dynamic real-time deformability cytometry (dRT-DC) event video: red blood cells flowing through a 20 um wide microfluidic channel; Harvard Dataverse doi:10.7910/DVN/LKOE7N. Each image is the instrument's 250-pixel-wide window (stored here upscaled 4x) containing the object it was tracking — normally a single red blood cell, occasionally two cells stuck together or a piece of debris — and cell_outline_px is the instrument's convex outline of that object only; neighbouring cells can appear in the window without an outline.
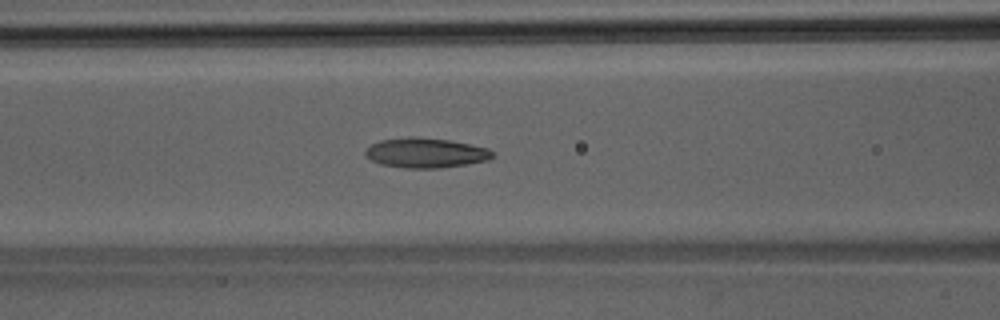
{"species": "Egyptian fruit bat (a non-hibernating species)", "species_latin": "Rousettus aegyptiacus", "temperature_condition": "room temperature", "stored_images_in_passage": 37, "camera_frame_rate_fps": 3000, "um_per_image_px": 0.085, "animal": {"sex": "male"}, "frame": {"image": 1, "passage_image": 16, "time_ms": 5.0, "image_size_px": [1000, 320], "cell_outline_px": [[496, 156], [488, 160], [468, 164], [440, 168], [404, 168], [380, 164], [364, 156], [364, 152], [372, 144], [380, 140], [408, 136], [416, 136], [448, 140], [488, 148], [496, 152]], "centroid_in_image_um": [36.2, 12.99], "position_along_channel_um": 130.4, "area_um2": 22.37}}
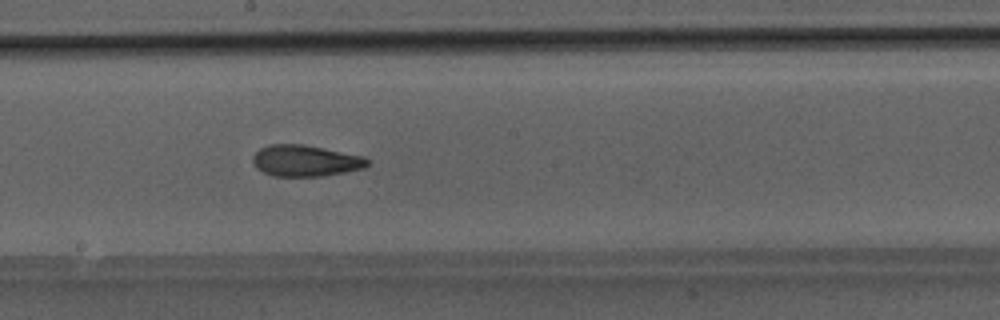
{"frame": {"image": 2, "passage_image": 22, "time_ms": 7.0, "image_size_px": [1000, 320], "cell_outline_px": [[368, 164], [364, 168], [324, 176], [276, 176], [264, 172], [256, 168], [252, 160], [252, 156], [260, 148], [268, 144], [304, 144], [364, 156], [368, 160]], "centroid_in_image_um": [25.95, 13.65], "position_along_channel_um": 222.3, "area_um2": 20.92}}